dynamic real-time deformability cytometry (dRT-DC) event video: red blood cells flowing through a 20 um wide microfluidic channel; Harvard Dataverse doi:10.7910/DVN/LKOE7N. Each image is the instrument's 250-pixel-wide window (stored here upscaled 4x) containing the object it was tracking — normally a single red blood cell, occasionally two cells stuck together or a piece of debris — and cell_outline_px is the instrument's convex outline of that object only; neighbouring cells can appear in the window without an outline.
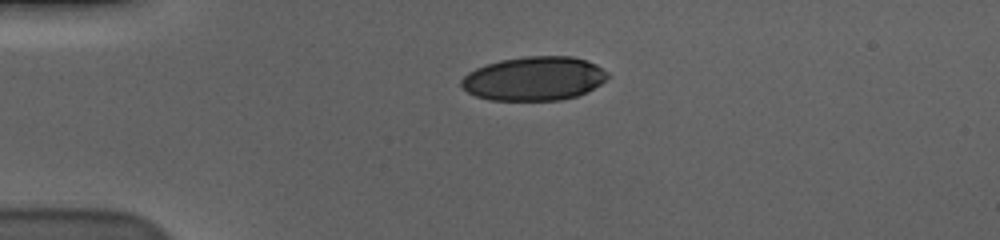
{"species": "human", "species_latin": "Homo sapiens", "temperature_condition": "cold", "stored_images_in_passage": 38, "camera_frame_rate_fps": 3000, "um_per_image_px": 0.085, "donor": {"sex": "male"}, "frame": {"image": 1, "passage_image": 1, "time_ms": 0.0, "image_size_px": [1000, 240], "cell_outline_px": [[608, 76], [600, 84], [576, 96], [560, 100], [488, 100], [476, 96], [468, 92], [460, 84], [460, 80], [468, 72], [476, 68], [500, 60], [528, 56], [572, 56], [596, 64], [608, 72]], "centroid_in_image_um": [45.37, 6.68], "position_along_channel_um": 39.6, "area_um2": 37.22}}
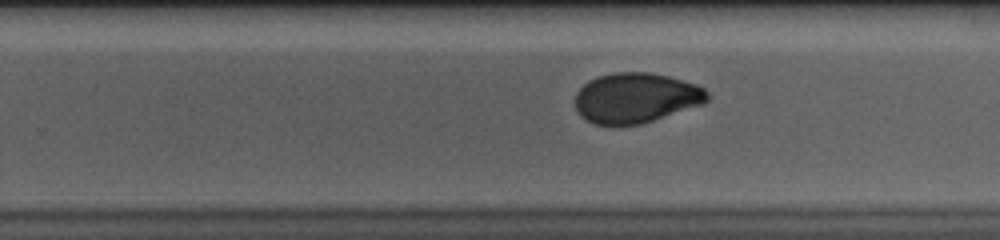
{"frame": {"image": 2, "passage_image": 24, "time_ms": 7.667, "image_size_px": [1000, 240], "cell_outline_px": [[708, 100], [704, 104], [640, 124], [592, 124], [580, 116], [576, 108], [576, 92], [588, 80], [600, 76], [616, 72], [648, 72], [668, 76], [696, 84], [704, 88], [708, 92]], "centroid_in_image_um": [54.05, 8.31], "position_along_channel_um": 275.7, "area_um2": 38.44}}
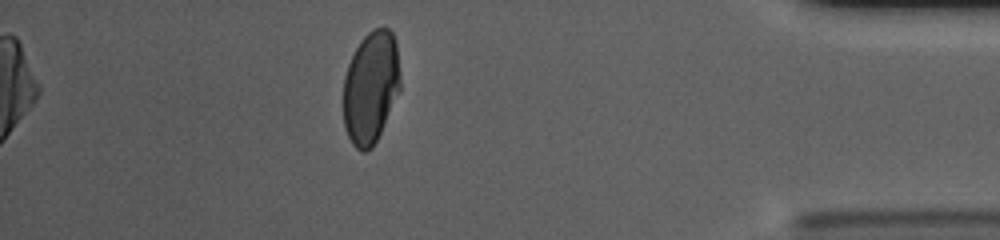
{"frame": {"image": 3, "passage_image": 38, "time_ms": 12.333, "image_size_px": [1000, 240], "cell_outline_px": [[400, 92], [372, 148], [364, 152], [356, 148], [352, 144], [344, 128], [344, 76], [348, 64], [356, 48], [364, 36], [372, 28], [388, 28], [392, 32], [396, 40], [400, 76]], "centroid_in_image_um": [31.52, 7.41], "position_along_channel_um": 403.7, "area_um2": 37.34}, "authors_computed_cell_mechanics": {"area_um2": 39.7375, "velocity_mm_per_s": 3.5795, "shape_relaxation_time_tau1_ms": 7.6037, "shape_relaxation_time_tau2_ms": 1.1968, "deformation_change_tau1": 0.1764, "deformation_change_tau2": 0.0445}}